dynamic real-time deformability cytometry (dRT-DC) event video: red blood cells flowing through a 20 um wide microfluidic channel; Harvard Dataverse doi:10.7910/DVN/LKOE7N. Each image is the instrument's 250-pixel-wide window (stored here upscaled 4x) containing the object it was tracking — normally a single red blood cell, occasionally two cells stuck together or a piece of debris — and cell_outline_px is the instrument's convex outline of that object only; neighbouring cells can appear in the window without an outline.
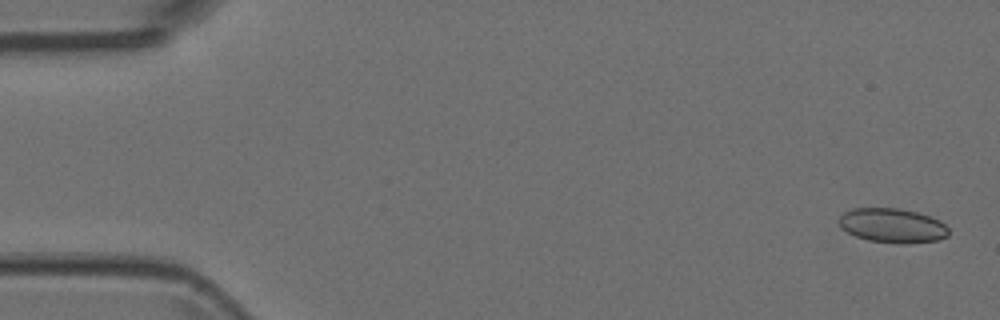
{"species": "Egyptian fruit bat (a non-hibernating species)", "species_latin": "Rousettus aegyptiacus", "temperature_condition": "room temperature", "stored_images_in_passage": 5, "camera_frame_rate_fps": 3000, "um_per_image_px": 0.085, "animal": {"sex": "female"}, "frame": {"image": 1, "passage_image": 1, "time_ms": 0.0, "image_size_px": [1000, 320], "cell_outline_px": [[948, 236], [940, 240], [868, 240], [856, 236], [840, 228], [840, 216], [844, 212], [852, 208], [900, 208], [916, 212], [940, 220], [948, 228]], "centroid_in_image_um": [75.82, 19.1], "position_along_channel_um": 9.2, "area_um2": 20.92}}
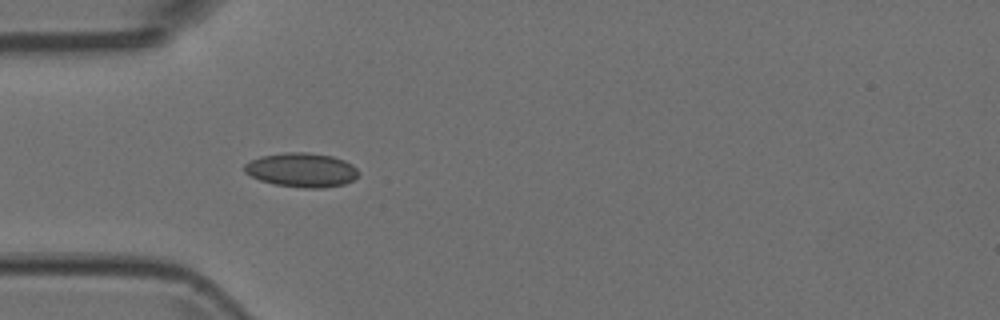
{"frame": {"image": 2, "passage_image": 5, "time_ms": 1.333, "image_size_px": [1000, 320], "cell_outline_px": [[356, 176], [352, 180], [344, 184], [324, 188], [304, 188], [276, 184], [260, 180], [244, 172], [244, 164], [260, 156], [284, 152], [308, 152], [332, 156], [344, 160], [352, 164], [356, 168]], "centroid_in_image_um": [25.62, 14.44], "position_along_channel_um": 59.4, "area_um2": 22.6}}